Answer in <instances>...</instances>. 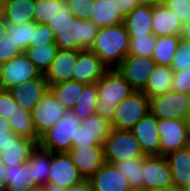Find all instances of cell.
<instances>
[{"instance_id": "cell-1", "label": "cell", "mask_w": 190, "mask_h": 191, "mask_svg": "<svg viewBox=\"0 0 190 191\" xmlns=\"http://www.w3.org/2000/svg\"><path fill=\"white\" fill-rule=\"evenodd\" d=\"M129 40L123 23L100 28L90 51L95 53L108 69H116L129 53Z\"/></svg>"}, {"instance_id": "cell-2", "label": "cell", "mask_w": 190, "mask_h": 191, "mask_svg": "<svg viewBox=\"0 0 190 191\" xmlns=\"http://www.w3.org/2000/svg\"><path fill=\"white\" fill-rule=\"evenodd\" d=\"M96 84L98 90L96 113L111 122L116 106L135 90L117 69H108Z\"/></svg>"}, {"instance_id": "cell-3", "label": "cell", "mask_w": 190, "mask_h": 191, "mask_svg": "<svg viewBox=\"0 0 190 191\" xmlns=\"http://www.w3.org/2000/svg\"><path fill=\"white\" fill-rule=\"evenodd\" d=\"M99 27L89 19L74 17L71 22L55 36L58 49L90 50L94 44Z\"/></svg>"}, {"instance_id": "cell-4", "label": "cell", "mask_w": 190, "mask_h": 191, "mask_svg": "<svg viewBox=\"0 0 190 191\" xmlns=\"http://www.w3.org/2000/svg\"><path fill=\"white\" fill-rule=\"evenodd\" d=\"M81 126V120L68 111L40 137L39 145L53 153H68L75 142L77 129Z\"/></svg>"}, {"instance_id": "cell-5", "label": "cell", "mask_w": 190, "mask_h": 191, "mask_svg": "<svg viewBox=\"0 0 190 191\" xmlns=\"http://www.w3.org/2000/svg\"><path fill=\"white\" fill-rule=\"evenodd\" d=\"M103 146L104 160L110 164L145 156L131 130H116L111 128Z\"/></svg>"}, {"instance_id": "cell-6", "label": "cell", "mask_w": 190, "mask_h": 191, "mask_svg": "<svg viewBox=\"0 0 190 191\" xmlns=\"http://www.w3.org/2000/svg\"><path fill=\"white\" fill-rule=\"evenodd\" d=\"M147 113L149 97L143 91H134L116 106L111 128L131 130Z\"/></svg>"}, {"instance_id": "cell-7", "label": "cell", "mask_w": 190, "mask_h": 191, "mask_svg": "<svg viewBox=\"0 0 190 191\" xmlns=\"http://www.w3.org/2000/svg\"><path fill=\"white\" fill-rule=\"evenodd\" d=\"M42 74L25 52L0 65V89L9 90L13 86L23 85Z\"/></svg>"}, {"instance_id": "cell-8", "label": "cell", "mask_w": 190, "mask_h": 191, "mask_svg": "<svg viewBox=\"0 0 190 191\" xmlns=\"http://www.w3.org/2000/svg\"><path fill=\"white\" fill-rule=\"evenodd\" d=\"M190 109V94L169 91L149 98V112L157 119H184Z\"/></svg>"}, {"instance_id": "cell-9", "label": "cell", "mask_w": 190, "mask_h": 191, "mask_svg": "<svg viewBox=\"0 0 190 191\" xmlns=\"http://www.w3.org/2000/svg\"><path fill=\"white\" fill-rule=\"evenodd\" d=\"M67 112L63 104L48 89L31 111L36 134L41 137Z\"/></svg>"}, {"instance_id": "cell-10", "label": "cell", "mask_w": 190, "mask_h": 191, "mask_svg": "<svg viewBox=\"0 0 190 191\" xmlns=\"http://www.w3.org/2000/svg\"><path fill=\"white\" fill-rule=\"evenodd\" d=\"M156 128L160 135L159 156L185 148L189 131L184 119H157Z\"/></svg>"}, {"instance_id": "cell-11", "label": "cell", "mask_w": 190, "mask_h": 191, "mask_svg": "<svg viewBox=\"0 0 190 191\" xmlns=\"http://www.w3.org/2000/svg\"><path fill=\"white\" fill-rule=\"evenodd\" d=\"M155 65L152 58L128 54L116 69L135 91H142Z\"/></svg>"}, {"instance_id": "cell-12", "label": "cell", "mask_w": 190, "mask_h": 191, "mask_svg": "<svg viewBox=\"0 0 190 191\" xmlns=\"http://www.w3.org/2000/svg\"><path fill=\"white\" fill-rule=\"evenodd\" d=\"M143 189L173 186L172 172L166 156H144Z\"/></svg>"}, {"instance_id": "cell-13", "label": "cell", "mask_w": 190, "mask_h": 191, "mask_svg": "<svg viewBox=\"0 0 190 191\" xmlns=\"http://www.w3.org/2000/svg\"><path fill=\"white\" fill-rule=\"evenodd\" d=\"M83 179L84 177L80 174L68 153L51 152V167L47 183L67 188L81 182Z\"/></svg>"}, {"instance_id": "cell-14", "label": "cell", "mask_w": 190, "mask_h": 191, "mask_svg": "<svg viewBox=\"0 0 190 191\" xmlns=\"http://www.w3.org/2000/svg\"><path fill=\"white\" fill-rule=\"evenodd\" d=\"M107 70L108 68L95 53L82 50L74 66L72 81L84 84L96 83Z\"/></svg>"}, {"instance_id": "cell-15", "label": "cell", "mask_w": 190, "mask_h": 191, "mask_svg": "<svg viewBox=\"0 0 190 191\" xmlns=\"http://www.w3.org/2000/svg\"><path fill=\"white\" fill-rule=\"evenodd\" d=\"M156 126L157 118L149 112L131 129L145 156H159L160 135Z\"/></svg>"}, {"instance_id": "cell-16", "label": "cell", "mask_w": 190, "mask_h": 191, "mask_svg": "<svg viewBox=\"0 0 190 191\" xmlns=\"http://www.w3.org/2000/svg\"><path fill=\"white\" fill-rule=\"evenodd\" d=\"M80 51L59 49L43 74L49 85L72 81L74 66Z\"/></svg>"}, {"instance_id": "cell-17", "label": "cell", "mask_w": 190, "mask_h": 191, "mask_svg": "<svg viewBox=\"0 0 190 191\" xmlns=\"http://www.w3.org/2000/svg\"><path fill=\"white\" fill-rule=\"evenodd\" d=\"M68 154L84 179H89L105 163L104 146H78Z\"/></svg>"}, {"instance_id": "cell-18", "label": "cell", "mask_w": 190, "mask_h": 191, "mask_svg": "<svg viewBox=\"0 0 190 191\" xmlns=\"http://www.w3.org/2000/svg\"><path fill=\"white\" fill-rule=\"evenodd\" d=\"M48 89L49 84L42 74L40 77L29 80L23 85L13 86L8 91L12 94L19 107L31 113L33 107Z\"/></svg>"}, {"instance_id": "cell-19", "label": "cell", "mask_w": 190, "mask_h": 191, "mask_svg": "<svg viewBox=\"0 0 190 191\" xmlns=\"http://www.w3.org/2000/svg\"><path fill=\"white\" fill-rule=\"evenodd\" d=\"M93 191H130L128 179L114 164L105 162L89 178Z\"/></svg>"}, {"instance_id": "cell-20", "label": "cell", "mask_w": 190, "mask_h": 191, "mask_svg": "<svg viewBox=\"0 0 190 191\" xmlns=\"http://www.w3.org/2000/svg\"><path fill=\"white\" fill-rule=\"evenodd\" d=\"M151 26L155 36H181L183 24L162 2L152 4Z\"/></svg>"}, {"instance_id": "cell-21", "label": "cell", "mask_w": 190, "mask_h": 191, "mask_svg": "<svg viewBox=\"0 0 190 191\" xmlns=\"http://www.w3.org/2000/svg\"><path fill=\"white\" fill-rule=\"evenodd\" d=\"M37 143L27 137H11L9 143L0 153V159L5 166H18L29 160L31 151Z\"/></svg>"}, {"instance_id": "cell-22", "label": "cell", "mask_w": 190, "mask_h": 191, "mask_svg": "<svg viewBox=\"0 0 190 191\" xmlns=\"http://www.w3.org/2000/svg\"><path fill=\"white\" fill-rule=\"evenodd\" d=\"M152 4L140 3L124 18L123 24L129 36H145L153 34Z\"/></svg>"}, {"instance_id": "cell-23", "label": "cell", "mask_w": 190, "mask_h": 191, "mask_svg": "<svg viewBox=\"0 0 190 191\" xmlns=\"http://www.w3.org/2000/svg\"><path fill=\"white\" fill-rule=\"evenodd\" d=\"M173 178V185L182 189L190 182V153L186 148L169 153L166 156Z\"/></svg>"}, {"instance_id": "cell-24", "label": "cell", "mask_w": 190, "mask_h": 191, "mask_svg": "<svg viewBox=\"0 0 190 191\" xmlns=\"http://www.w3.org/2000/svg\"><path fill=\"white\" fill-rule=\"evenodd\" d=\"M5 188L3 191H24L28 186H35L33 182L32 165L27 161L18 166H6Z\"/></svg>"}, {"instance_id": "cell-25", "label": "cell", "mask_w": 190, "mask_h": 191, "mask_svg": "<svg viewBox=\"0 0 190 191\" xmlns=\"http://www.w3.org/2000/svg\"><path fill=\"white\" fill-rule=\"evenodd\" d=\"M173 73L169 66L155 65L142 91L149 98L172 91Z\"/></svg>"}, {"instance_id": "cell-26", "label": "cell", "mask_w": 190, "mask_h": 191, "mask_svg": "<svg viewBox=\"0 0 190 191\" xmlns=\"http://www.w3.org/2000/svg\"><path fill=\"white\" fill-rule=\"evenodd\" d=\"M34 5L35 0H5L3 20L12 25L33 22Z\"/></svg>"}, {"instance_id": "cell-27", "label": "cell", "mask_w": 190, "mask_h": 191, "mask_svg": "<svg viewBox=\"0 0 190 191\" xmlns=\"http://www.w3.org/2000/svg\"><path fill=\"white\" fill-rule=\"evenodd\" d=\"M91 20L99 28L115 26L124 22L122 15L117 12L115 0H95Z\"/></svg>"}, {"instance_id": "cell-28", "label": "cell", "mask_w": 190, "mask_h": 191, "mask_svg": "<svg viewBox=\"0 0 190 191\" xmlns=\"http://www.w3.org/2000/svg\"><path fill=\"white\" fill-rule=\"evenodd\" d=\"M28 162L32 165L33 182L36 185L46 184L51 167V151L37 144L31 151Z\"/></svg>"}, {"instance_id": "cell-29", "label": "cell", "mask_w": 190, "mask_h": 191, "mask_svg": "<svg viewBox=\"0 0 190 191\" xmlns=\"http://www.w3.org/2000/svg\"><path fill=\"white\" fill-rule=\"evenodd\" d=\"M68 11L66 0H35L34 22L47 25L57 15H67Z\"/></svg>"}, {"instance_id": "cell-30", "label": "cell", "mask_w": 190, "mask_h": 191, "mask_svg": "<svg viewBox=\"0 0 190 191\" xmlns=\"http://www.w3.org/2000/svg\"><path fill=\"white\" fill-rule=\"evenodd\" d=\"M84 85V83L68 81L49 85V89L55 98L63 104L65 109L71 112L83 92Z\"/></svg>"}, {"instance_id": "cell-31", "label": "cell", "mask_w": 190, "mask_h": 191, "mask_svg": "<svg viewBox=\"0 0 190 191\" xmlns=\"http://www.w3.org/2000/svg\"><path fill=\"white\" fill-rule=\"evenodd\" d=\"M98 101L97 84H85L81 96L77 100L71 112L79 119H86L96 114Z\"/></svg>"}, {"instance_id": "cell-32", "label": "cell", "mask_w": 190, "mask_h": 191, "mask_svg": "<svg viewBox=\"0 0 190 191\" xmlns=\"http://www.w3.org/2000/svg\"><path fill=\"white\" fill-rule=\"evenodd\" d=\"M180 37L181 36L157 37V44L152 55V60L156 65L171 67Z\"/></svg>"}, {"instance_id": "cell-33", "label": "cell", "mask_w": 190, "mask_h": 191, "mask_svg": "<svg viewBox=\"0 0 190 191\" xmlns=\"http://www.w3.org/2000/svg\"><path fill=\"white\" fill-rule=\"evenodd\" d=\"M58 50L56 44L33 45L28 47L25 53L41 74H44L54 60Z\"/></svg>"}, {"instance_id": "cell-34", "label": "cell", "mask_w": 190, "mask_h": 191, "mask_svg": "<svg viewBox=\"0 0 190 191\" xmlns=\"http://www.w3.org/2000/svg\"><path fill=\"white\" fill-rule=\"evenodd\" d=\"M143 163L144 157L117 161L114 165L128 179L131 189H143Z\"/></svg>"}, {"instance_id": "cell-35", "label": "cell", "mask_w": 190, "mask_h": 191, "mask_svg": "<svg viewBox=\"0 0 190 191\" xmlns=\"http://www.w3.org/2000/svg\"><path fill=\"white\" fill-rule=\"evenodd\" d=\"M9 123L11 130L16 135L30 138L39 144L40 137L35 132L33 118L30 112H17L13 117H10Z\"/></svg>"}, {"instance_id": "cell-36", "label": "cell", "mask_w": 190, "mask_h": 191, "mask_svg": "<svg viewBox=\"0 0 190 191\" xmlns=\"http://www.w3.org/2000/svg\"><path fill=\"white\" fill-rule=\"evenodd\" d=\"M36 22H25L19 25L7 24V35L16 43L22 52H25L28 47H31L33 30Z\"/></svg>"}, {"instance_id": "cell-37", "label": "cell", "mask_w": 190, "mask_h": 191, "mask_svg": "<svg viewBox=\"0 0 190 191\" xmlns=\"http://www.w3.org/2000/svg\"><path fill=\"white\" fill-rule=\"evenodd\" d=\"M84 130H86L100 144L104 145L107 136L111 130V124L108 120L102 118L97 113L81 120Z\"/></svg>"}, {"instance_id": "cell-38", "label": "cell", "mask_w": 190, "mask_h": 191, "mask_svg": "<svg viewBox=\"0 0 190 191\" xmlns=\"http://www.w3.org/2000/svg\"><path fill=\"white\" fill-rule=\"evenodd\" d=\"M129 53L130 55L145 56L152 58L157 44V36L154 34L145 36H129Z\"/></svg>"}, {"instance_id": "cell-39", "label": "cell", "mask_w": 190, "mask_h": 191, "mask_svg": "<svg viewBox=\"0 0 190 191\" xmlns=\"http://www.w3.org/2000/svg\"><path fill=\"white\" fill-rule=\"evenodd\" d=\"M173 72L190 70V40L180 37L178 48L171 64Z\"/></svg>"}, {"instance_id": "cell-40", "label": "cell", "mask_w": 190, "mask_h": 191, "mask_svg": "<svg viewBox=\"0 0 190 191\" xmlns=\"http://www.w3.org/2000/svg\"><path fill=\"white\" fill-rule=\"evenodd\" d=\"M25 111L16 104L12 94L8 90L0 89V116L10 119L17 112Z\"/></svg>"}, {"instance_id": "cell-41", "label": "cell", "mask_w": 190, "mask_h": 191, "mask_svg": "<svg viewBox=\"0 0 190 191\" xmlns=\"http://www.w3.org/2000/svg\"><path fill=\"white\" fill-rule=\"evenodd\" d=\"M95 0H66L70 11L74 17L90 19L94 8Z\"/></svg>"}, {"instance_id": "cell-42", "label": "cell", "mask_w": 190, "mask_h": 191, "mask_svg": "<svg viewBox=\"0 0 190 191\" xmlns=\"http://www.w3.org/2000/svg\"><path fill=\"white\" fill-rule=\"evenodd\" d=\"M161 2L174 12L182 24L190 20V0H162Z\"/></svg>"}, {"instance_id": "cell-43", "label": "cell", "mask_w": 190, "mask_h": 191, "mask_svg": "<svg viewBox=\"0 0 190 191\" xmlns=\"http://www.w3.org/2000/svg\"><path fill=\"white\" fill-rule=\"evenodd\" d=\"M22 53L18 45L7 34L0 39V64L6 63Z\"/></svg>"}, {"instance_id": "cell-44", "label": "cell", "mask_w": 190, "mask_h": 191, "mask_svg": "<svg viewBox=\"0 0 190 191\" xmlns=\"http://www.w3.org/2000/svg\"><path fill=\"white\" fill-rule=\"evenodd\" d=\"M45 44H56L55 35L48 25L37 23L33 30L31 46Z\"/></svg>"}, {"instance_id": "cell-45", "label": "cell", "mask_w": 190, "mask_h": 191, "mask_svg": "<svg viewBox=\"0 0 190 191\" xmlns=\"http://www.w3.org/2000/svg\"><path fill=\"white\" fill-rule=\"evenodd\" d=\"M174 81L172 90L178 93L190 94V70L173 73Z\"/></svg>"}, {"instance_id": "cell-46", "label": "cell", "mask_w": 190, "mask_h": 191, "mask_svg": "<svg viewBox=\"0 0 190 191\" xmlns=\"http://www.w3.org/2000/svg\"><path fill=\"white\" fill-rule=\"evenodd\" d=\"M78 146H103L100 145L95 139L94 136H91L86 130H84V126H81L77 129V133L75 135V142L72 144L71 148H77Z\"/></svg>"}, {"instance_id": "cell-47", "label": "cell", "mask_w": 190, "mask_h": 191, "mask_svg": "<svg viewBox=\"0 0 190 191\" xmlns=\"http://www.w3.org/2000/svg\"><path fill=\"white\" fill-rule=\"evenodd\" d=\"M74 18V15L71 11L67 12V15H57L47 24L52 30L53 34L56 36L64 29Z\"/></svg>"}, {"instance_id": "cell-48", "label": "cell", "mask_w": 190, "mask_h": 191, "mask_svg": "<svg viewBox=\"0 0 190 191\" xmlns=\"http://www.w3.org/2000/svg\"><path fill=\"white\" fill-rule=\"evenodd\" d=\"M139 4L138 0H115L117 12H119L123 18H125L130 11Z\"/></svg>"}, {"instance_id": "cell-49", "label": "cell", "mask_w": 190, "mask_h": 191, "mask_svg": "<svg viewBox=\"0 0 190 191\" xmlns=\"http://www.w3.org/2000/svg\"><path fill=\"white\" fill-rule=\"evenodd\" d=\"M66 191H93L89 179H83L81 182L66 188Z\"/></svg>"}, {"instance_id": "cell-50", "label": "cell", "mask_w": 190, "mask_h": 191, "mask_svg": "<svg viewBox=\"0 0 190 191\" xmlns=\"http://www.w3.org/2000/svg\"><path fill=\"white\" fill-rule=\"evenodd\" d=\"M12 132L9 120L0 116V135Z\"/></svg>"}, {"instance_id": "cell-51", "label": "cell", "mask_w": 190, "mask_h": 191, "mask_svg": "<svg viewBox=\"0 0 190 191\" xmlns=\"http://www.w3.org/2000/svg\"><path fill=\"white\" fill-rule=\"evenodd\" d=\"M13 131L6 133L5 135H0V151L4 150L5 146L9 143L11 137H17Z\"/></svg>"}, {"instance_id": "cell-52", "label": "cell", "mask_w": 190, "mask_h": 191, "mask_svg": "<svg viewBox=\"0 0 190 191\" xmlns=\"http://www.w3.org/2000/svg\"><path fill=\"white\" fill-rule=\"evenodd\" d=\"M43 191H66L65 187L57 186L55 184L46 183L42 185Z\"/></svg>"}, {"instance_id": "cell-53", "label": "cell", "mask_w": 190, "mask_h": 191, "mask_svg": "<svg viewBox=\"0 0 190 191\" xmlns=\"http://www.w3.org/2000/svg\"><path fill=\"white\" fill-rule=\"evenodd\" d=\"M5 169L6 166L2 163L0 159V191H3L5 188Z\"/></svg>"}, {"instance_id": "cell-54", "label": "cell", "mask_w": 190, "mask_h": 191, "mask_svg": "<svg viewBox=\"0 0 190 191\" xmlns=\"http://www.w3.org/2000/svg\"><path fill=\"white\" fill-rule=\"evenodd\" d=\"M181 37L190 40V20L183 24Z\"/></svg>"}, {"instance_id": "cell-55", "label": "cell", "mask_w": 190, "mask_h": 191, "mask_svg": "<svg viewBox=\"0 0 190 191\" xmlns=\"http://www.w3.org/2000/svg\"><path fill=\"white\" fill-rule=\"evenodd\" d=\"M145 191H181V189H178L173 185L165 188L145 189Z\"/></svg>"}, {"instance_id": "cell-56", "label": "cell", "mask_w": 190, "mask_h": 191, "mask_svg": "<svg viewBox=\"0 0 190 191\" xmlns=\"http://www.w3.org/2000/svg\"><path fill=\"white\" fill-rule=\"evenodd\" d=\"M7 23L2 19L0 20V39H2L6 34Z\"/></svg>"}, {"instance_id": "cell-57", "label": "cell", "mask_w": 190, "mask_h": 191, "mask_svg": "<svg viewBox=\"0 0 190 191\" xmlns=\"http://www.w3.org/2000/svg\"><path fill=\"white\" fill-rule=\"evenodd\" d=\"M24 191H43L42 185L28 186Z\"/></svg>"}, {"instance_id": "cell-58", "label": "cell", "mask_w": 190, "mask_h": 191, "mask_svg": "<svg viewBox=\"0 0 190 191\" xmlns=\"http://www.w3.org/2000/svg\"><path fill=\"white\" fill-rule=\"evenodd\" d=\"M184 121L185 124L187 125L188 131L190 132V109L186 112Z\"/></svg>"}, {"instance_id": "cell-59", "label": "cell", "mask_w": 190, "mask_h": 191, "mask_svg": "<svg viewBox=\"0 0 190 191\" xmlns=\"http://www.w3.org/2000/svg\"><path fill=\"white\" fill-rule=\"evenodd\" d=\"M4 3L5 0H0V20L4 19Z\"/></svg>"}, {"instance_id": "cell-60", "label": "cell", "mask_w": 190, "mask_h": 191, "mask_svg": "<svg viewBox=\"0 0 190 191\" xmlns=\"http://www.w3.org/2000/svg\"><path fill=\"white\" fill-rule=\"evenodd\" d=\"M139 3H144V4H157L160 3V0H138Z\"/></svg>"}, {"instance_id": "cell-61", "label": "cell", "mask_w": 190, "mask_h": 191, "mask_svg": "<svg viewBox=\"0 0 190 191\" xmlns=\"http://www.w3.org/2000/svg\"><path fill=\"white\" fill-rule=\"evenodd\" d=\"M185 148L190 153V132L188 133Z\"/></svg>"}, {"instance_id": "cell-62", "label": "cell", "mask_w": 190, "mask_h": 191, "mask_svg": "<svg viewBox=\"0 0 190 191\" xmlns=\"http://www.w3.org/2000/svg\"><path fill=\"white\" fill-rule=\"evenodd\" d=\"M181 191H190V182H189L187 185H185V186L181 189Z\"/></svg>"}, {"instance_id": "cell-63", "label": "cell", "mask_w": 190, "mask_h": 191, "mask_svg": "<svg viewBox=\"0 0 190 191\" xmlns=\"http://www.w3.org/2000/svg\"><path fill=\"white\" fill-rule=\"evenodd\" d=\"M130 191H145V189H131Z\"/></svg>"}]
</instances>
